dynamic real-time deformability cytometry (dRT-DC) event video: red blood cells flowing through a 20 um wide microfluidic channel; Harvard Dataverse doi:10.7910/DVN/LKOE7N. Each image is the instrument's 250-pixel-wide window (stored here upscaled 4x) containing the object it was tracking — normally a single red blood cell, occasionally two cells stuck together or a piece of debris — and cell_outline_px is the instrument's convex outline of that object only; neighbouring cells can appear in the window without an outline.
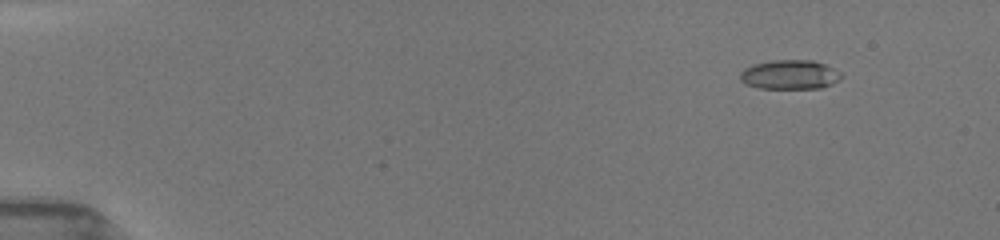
{"species": "common noctule bat (a hibernating species)", "species_latin": "Nyctalus noctula", "temperature_condition": "room temperature", "stored_images_in_passage": 52, "camera_frame_rate_fps": 3000, "um_per_image_px": 0.085, "animal": {"sex": "female", "body_mass_g": 19.5, "forearm_length_mm": 54.1}, "frame": {"image": 1, "passage_image": 5, "time_ms": 1.333, "image_size_px": [1000, 240], "cell_outline_px": [[844, 76], [840, 80], [832, 84], [820, 88], [760, 88], [748, 84], [740, 80], [740, 72], [744, 68], [752, 64], [772, 60], [812, 60], [824, 64], [840, 72]], "centroid_in_image_um": [67.14, 6.34], "position_along_channel_um": 17.9, "area_um2": 17.28}}
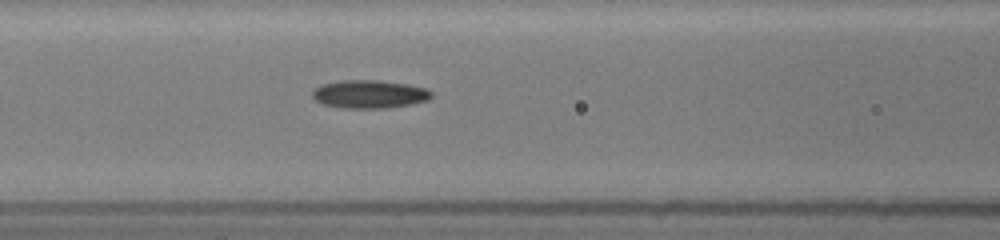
{"frame": {"image": 2, "passage_image": 23, "time_ms": 7.333, "image_size_px": [1000, 240], "cell_outline_px": [[432, 96], [428, 100], [412, 104], [388, 108], [340, 108], [324, 104], [316, 100], [312, 96], [312, 92], [320, 84], [340, 80], [376, 80], [408, 84], [428, 88], [432, 92]], "centroid_in_image_um": [31.42, 8.0], "position_along_channel_um": 135.2, "area_um2": 19.71}}
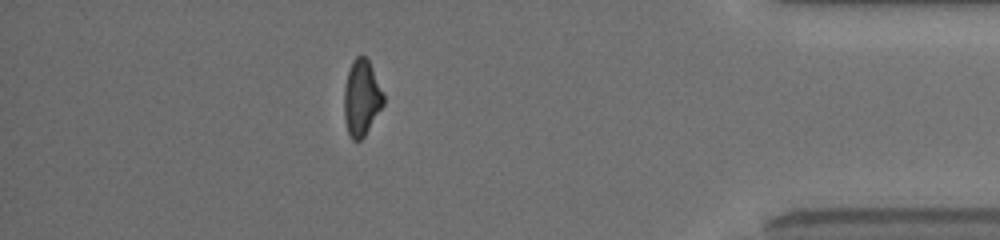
{"frame": {"image": 3, "passage_image": 46, "time_ms": 15.0, "image_size_px": [1000, 240], "cell_outline_px": [[384, 104], [364, 136], [360, 140], [352, 140], [348, 132], [344, 120], [344, 84], [352, 60], [360, 52], [368, 60], [384, 92]], "centroid_in_image_um": [30.73, 8.29], "position_along_channel_um": 404.5, "area_um2": 17.57}, "authors_computed_cell_mechanics": {"area_um2": 18.1203, "velocity_mm_per_s": 3.98, "shape_relaxation_time_tau1_ms": 4.525, "shape_relaxation_time_tau2_ms": 4.0885, "deformation_change_tau1": 0.1633, "deformation_change_tau2": 0.1215}}